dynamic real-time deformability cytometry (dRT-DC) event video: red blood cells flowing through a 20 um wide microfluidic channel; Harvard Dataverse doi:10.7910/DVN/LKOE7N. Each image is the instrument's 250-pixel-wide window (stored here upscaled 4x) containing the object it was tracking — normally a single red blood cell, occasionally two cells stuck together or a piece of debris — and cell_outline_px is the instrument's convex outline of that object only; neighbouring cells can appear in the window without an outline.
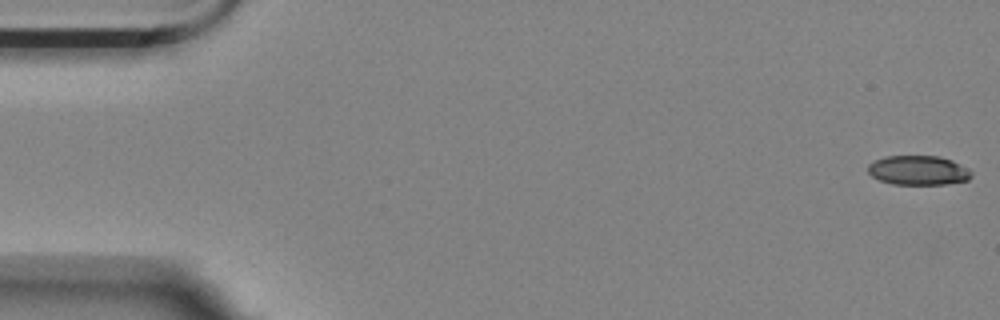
{"species": "Egyptian fruit bat (a non-hibernating species)", "species_latin": "Rousettus aegyptiacus", "temperature_condition": "room temperature", "stored_images_in_passage": 13, "camera_frame_rate_fps": 3000, "um_per_image_px": 0.085, "animal": {"sex": "female"}, "frame": {"image": 1, "passage_image": 1, "time_ms": 0.0, "image_size_px": [1000, 320], "cell_outline_px": [[972, 176], [968, 180], [948, 184], [892, 184], [880, 180], [872, 176], [868, 172], [868, 164], [884, 156], [940, 156], [952, 160], [968, 168], [972, 172]], "centroid_in_image_um": [78.07, 14.47], "position_along_channel_um": 6.9, "area_um2": 17.8}}